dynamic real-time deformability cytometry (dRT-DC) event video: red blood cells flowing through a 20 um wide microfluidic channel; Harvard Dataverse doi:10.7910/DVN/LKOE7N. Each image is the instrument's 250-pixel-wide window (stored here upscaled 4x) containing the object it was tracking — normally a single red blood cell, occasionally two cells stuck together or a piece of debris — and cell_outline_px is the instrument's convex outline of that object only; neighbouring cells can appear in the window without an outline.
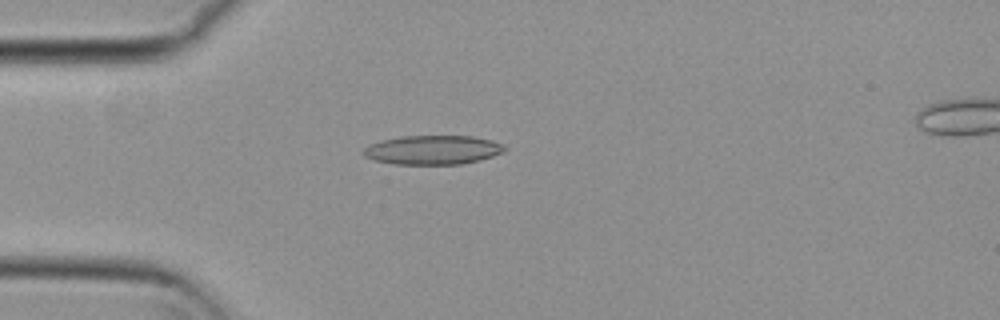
{"species": "common noctule bat (a hibernating species)", "species_latin": "Nyctalus noctula", "temperature_condition": "cold", "stored_images_in_passage": 55, "camera_frame_rate_fps": 3000, "um_per_image_px": 0.085, "animal": {"sex": "female", "body_mass_g": 29.2, "forearm_length_mm": 56.3}, "frame": {"image": 1, "passage_image": 15, "time_ms": 4.667, "image_size_px": [1000, 320], "cell_outline_px": [[508, 148], [504, 152], [480, 160], [460, 164], [396, 164], [372, 160], [364, 156], [360, 152], [368, 144], [380, 140], [400, 136], [472, 136], [504, 144]], "centroid_in_image_um": [36.74, 12.74], "position_along_channel_um": 48.3, "area_um2": 24.16}}
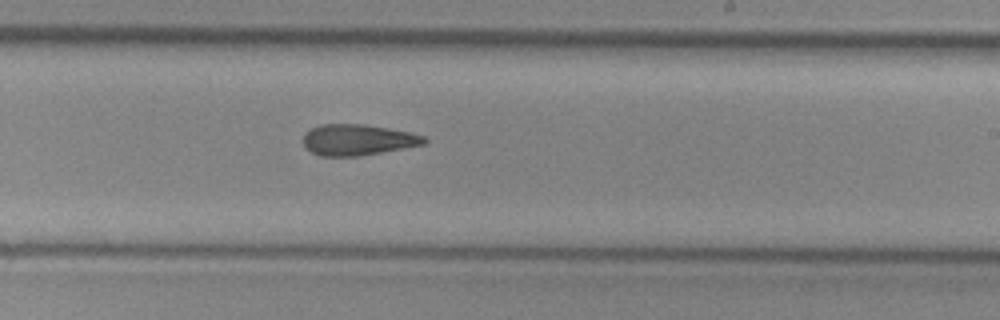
{"frame": {"image": 2, "passage_image": 33, "time_ms": 10.667, "image_size_px": [1000, 320], "cell_outline_px": [[428, 140], [424, 144], [404, 148], [360, 156], [320, 156], [312, 152], [304, 144], [304, 136], [312, 128], [320, 124], [360, 124], [388, 128], [412, 132], [424, 136]], "centroid_in_image_um": [30.44, 11.88], "position_along_channel_um": 258.6, "area_um2": 21.68}}
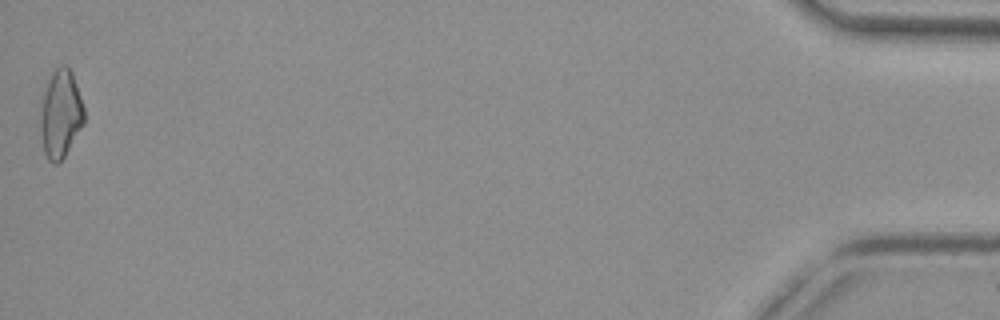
{"frame": {"image": 3, "passage_image": 55, "time_ms": 18.0, "image_size_px": [1000, 320], "cell_outline_px": [[84, 124], [64, 156], [56, 164], [52, 164], [48, 160], [44, 152], [40, 124], [40, 112], [44, 92], [48, 80], [52, 72], [60, 64], [64, 64], [72, 72], [84, 108]], "centroid_in_image_um": [5.15, 9.68], "position_along_channel_um": 430.1, "area_um2": 22.25}}